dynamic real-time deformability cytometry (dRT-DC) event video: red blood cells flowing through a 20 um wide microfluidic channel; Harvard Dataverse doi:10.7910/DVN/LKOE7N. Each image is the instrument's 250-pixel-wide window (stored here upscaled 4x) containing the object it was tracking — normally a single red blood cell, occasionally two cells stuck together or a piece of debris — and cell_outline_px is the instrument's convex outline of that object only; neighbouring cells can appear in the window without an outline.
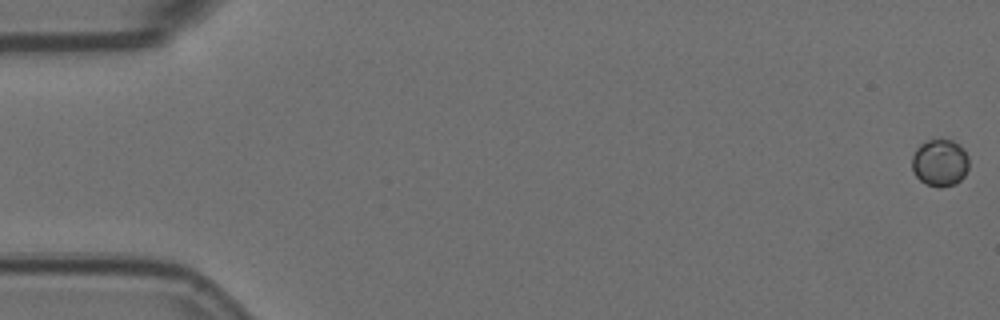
{"species": "Egyptian fruit bat (a non-hibernating species)", "species_latin": "Rousettus aegyptiacus", "temperature_condition": "room temperature", "stored_images_in_passage": 16, "camera_frame_rate_fps": 3000, "um_per_image_px": 0.085, "animal": {"sex": "female"}, "frame": {"image": 1, "passage_image": 1, "time_ms": 0.0, "image_size_px": [1000, 320], "cell_outline_px": [[968, 168], [964, 176], [956, 184], [940, 188], [924, 184], [916, 176], [912, 168], [912, 156], [916, 148], [920, 144], [928, 140], [952, 140], [964, 148], [968, 156]], "centroid_in_image_um": [79.89, 13.85], "position_along_channel_um": 5.1, "area_um2": 15.78}}